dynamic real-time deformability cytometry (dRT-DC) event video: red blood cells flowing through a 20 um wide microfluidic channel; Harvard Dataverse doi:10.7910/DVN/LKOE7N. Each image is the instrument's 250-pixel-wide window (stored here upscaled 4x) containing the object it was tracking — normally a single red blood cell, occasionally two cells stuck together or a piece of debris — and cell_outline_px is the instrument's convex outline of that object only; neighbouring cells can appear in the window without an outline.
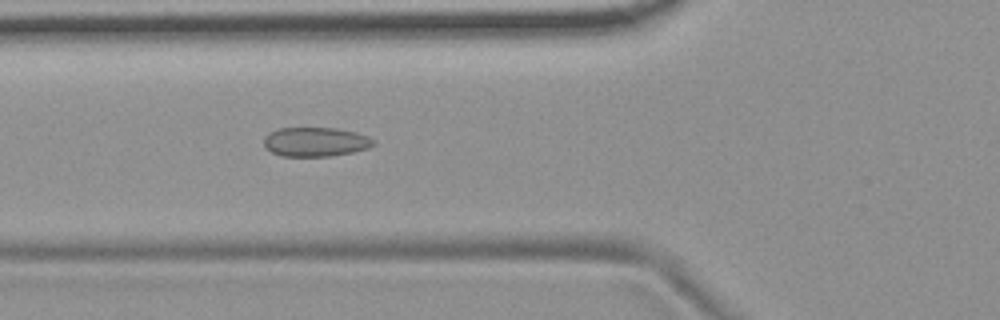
{"species": "common noctule bat (a hibernating species)", "species_latin": "Nyctalus noctula", "temperature_condition": "room temperature", "stored_images_in_passage": 54, "camera_frame_rate_fps": 3000, "um_per_image_px": 0.085, "animal": {"sex": "female", "body_mass_g": 19.9}, "frame": {"image": 1, "passage_image": 20, "time_ms": 6.333, "image_size_px": [1000, 320], "cell_outline_px": [[376, 144], [368, 148], [352, 152], [332, 156], [280, 156], [264, 148], [264, 136], [268, 132], [280, 128], [336, 128], [356, 132], [368, 136], [376, 140]], "centroid_in_image_um": [26.81, 12.06], "position_along_channel_um": 99.0, "area_um2": 18.9}}
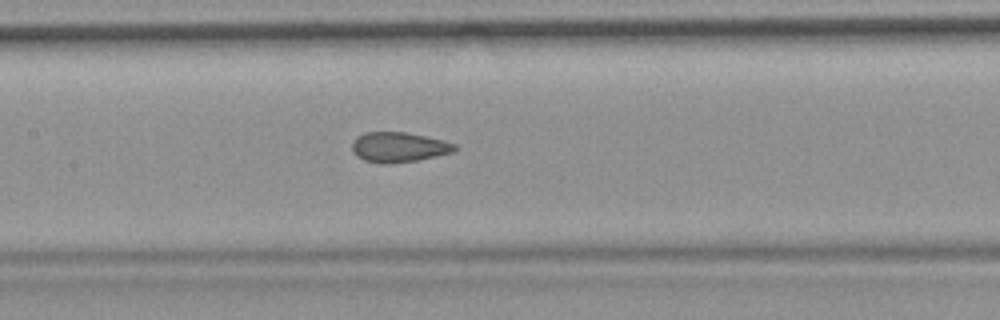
{"frame": {"image": 2, "passage_image": 26, "time_ms": 8.333, "image_size_px": [1000, 320], "cell_outline_px": [[456, 148], [452, 152], [416, 160], [388, 164], [380, 164], [364, 160], [356, 156], [352, 152], [352, 140], [356, 136], [364, 132], [404, 132], [444, 140], [456, 144]], "centroid_in_image_um": [33.82, 12.5], "position_along_channel_um": 173.6, "area_um2": 17.98}}
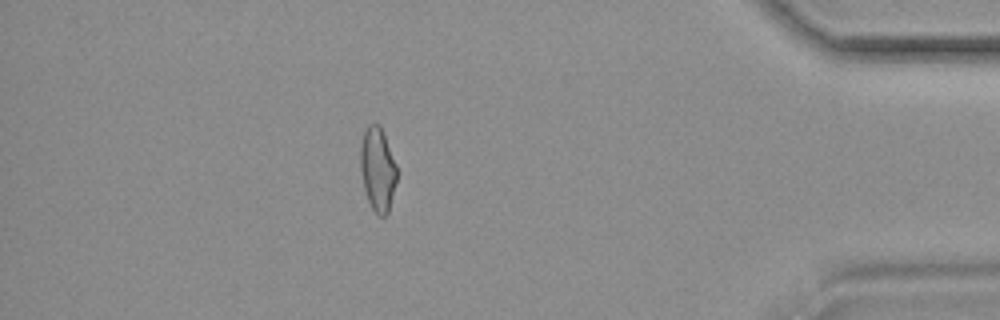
{"frame": {"image": 3, "passage_image": 48, "time_ms": 15.667, "image_size_px": [1000, 320], "cell_outline_px": [[396, 180], [388, 212], [384, 216], [380, 216], [372, 208], [368, 200], [364, 188], [360, 168], [360, 144], [364, 132], [368, 124], [380, 124], [396, 164]], "centroid_in_image_um": [32.08, 14.35], "position_along_channel_um": 403.1, "area_um2": 17.57}, "authors_computed_cell_mechanics": {"area_um2": 18.6983, "velocity_mm_per_s": 3.7102, "shape_relaxation_time_tau1_ms": null, "shape_relaxation_time_tau2_ms": 1.3764, "deformation_change_tau1": null, "deformation_change_tau2": 0.077}}